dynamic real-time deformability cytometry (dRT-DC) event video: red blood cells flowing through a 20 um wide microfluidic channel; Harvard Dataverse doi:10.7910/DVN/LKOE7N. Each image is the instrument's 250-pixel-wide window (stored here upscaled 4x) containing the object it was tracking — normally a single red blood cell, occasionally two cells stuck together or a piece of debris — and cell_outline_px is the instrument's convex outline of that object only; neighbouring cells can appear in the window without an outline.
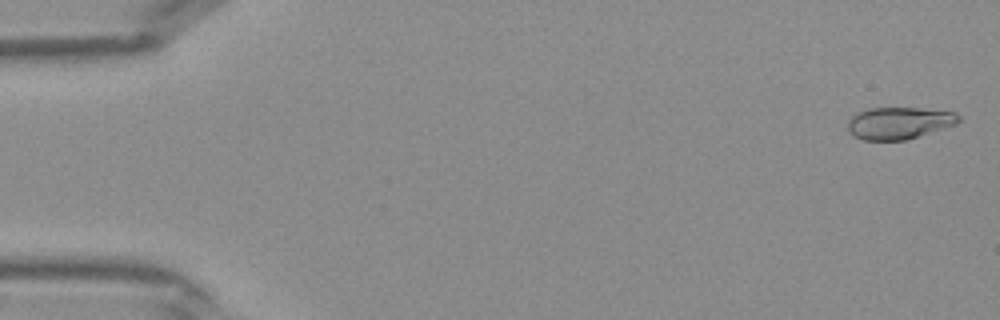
{"species": "Egyptian fruit bat (a non-hibernating species)", "species_latin": "Rousettus aegyptiacus", "temperature_condition": "warm", "stored_images_in_passage": 41, "camera_frame_rate_fps": 3000, "um_per_image_px": 0.085, "frame": {"image": 1, "passage_image": 1, "time_ms": 0.0, "image_size_px": [1000, 320], "cell_outline_px": [[960, 120], [956, 124], [908, 140], [864, 140], [852, 136], [848, 132], [848, 120], [852, 116], [868, 108], [920, 108], [956, 112], [960, 116]], "centroid_in_image_um": [76.42, 10.46], "position_along_channel_um": 8.6, "area_um2": 20.81}}
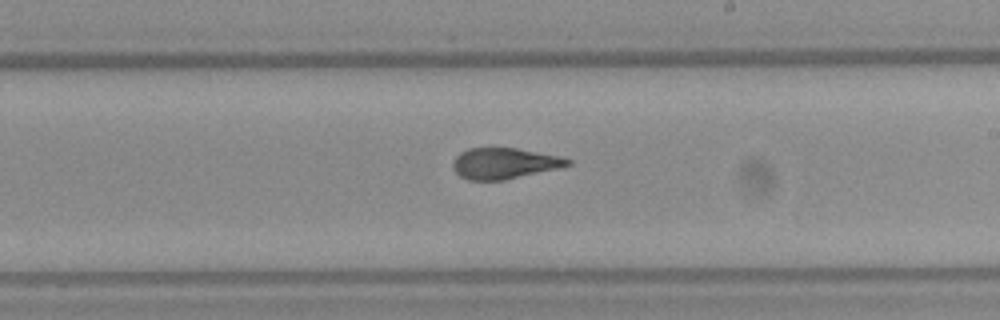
{"frame": {"image": 2, "passage_image": 24, "time_ms": 7.667, "image_size_px": [1000, 320], "cell_outline_px": [[572, 164], [564, 168], [504, 180], [468, 180], [460, 176], [452, 168], [452, 160], [460, 152], [468, 148], [516, 148], [560, 156], [572, 160]], "centroid_in_image_um": [42.9, 13.89], "position_along_channel_um": 246.1, "area_um2": 21.04}}
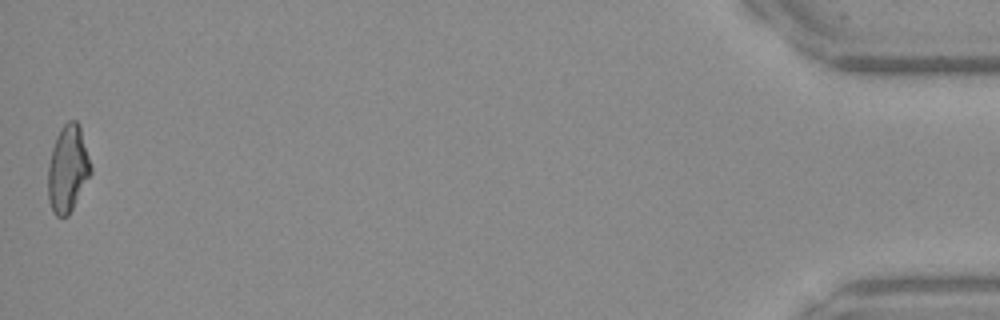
{"frame": {"image": 3, "passage_image": 41, "time_ms": 13.333, "image_size_px": [1000, 320], "cell_outline_px": [[92, 172], [68, 216], [56, 216], [52, 212], [48, 200], [48, 164], [52, 148], [56, 136], [60, 128], [68, 120], [76, 120], [80, 124], [92, 164]], "centroid_in_image_um": [5.77, 14.31], "position_along_channel_um": 429.4, "area_um2": 21.96}}